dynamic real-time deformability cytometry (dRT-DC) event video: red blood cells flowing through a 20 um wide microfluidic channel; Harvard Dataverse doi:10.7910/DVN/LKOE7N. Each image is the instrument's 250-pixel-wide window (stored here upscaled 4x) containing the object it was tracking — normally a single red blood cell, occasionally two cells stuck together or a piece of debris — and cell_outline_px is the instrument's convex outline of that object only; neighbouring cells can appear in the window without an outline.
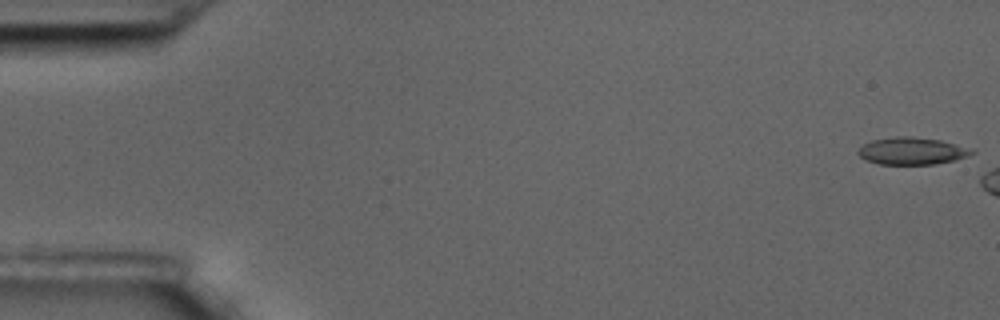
{"species": "common noctule bat (a hibernating species)", "species_latin": "Nyctalus noctula", "temperature_condition": "room temperature", "stored_images_in_passage": 9, "camera_frame_rate_fps": 3000, "um_per_image_px": 0.085, "animal": {"sex": "male", "body_mass_g": 17.5, "forearm_length_mm": 52.3}, "frame": {"image": 1, "passage_image": 1, "time_ms": 0.0, "image_size_px": [1000, 320], "cell_outline_px": [[976, 152], [968, 156], [956, 160], [932, 164], [880, 164], [864, 160], [856, 152], [864, 144], [872, 140], [896, 136], [912, 136], [940, 140], [976, 148]], "centroid_in_image_um": [77.57, 12.83], "position_along_channel_um": 7.4, "area_um2": 18.26}}